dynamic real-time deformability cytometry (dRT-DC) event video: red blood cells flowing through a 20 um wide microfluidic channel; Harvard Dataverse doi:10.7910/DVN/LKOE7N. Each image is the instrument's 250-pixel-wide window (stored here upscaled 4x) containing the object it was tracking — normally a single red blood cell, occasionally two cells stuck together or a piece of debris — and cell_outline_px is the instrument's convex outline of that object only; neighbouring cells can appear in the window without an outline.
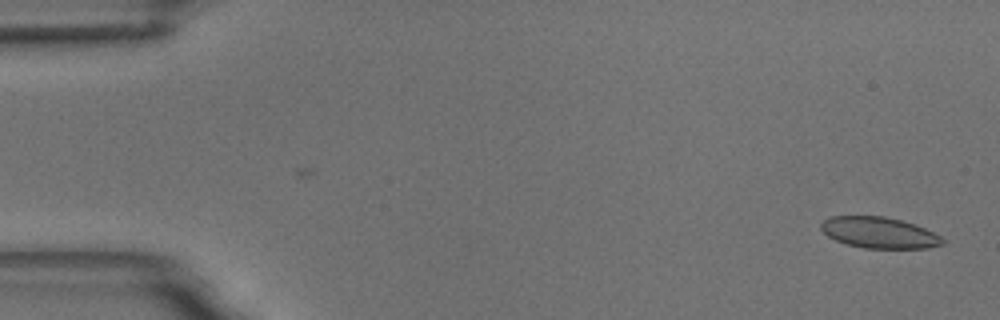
{"species": "common noctule bat (a hibernating species)", "species_latin": "Nyctalus noctula", "temperature_condition": "room temperature", "stored_images_in_passage": 57, "camera_frame_rate_fps": 3000, "um_per_image_px": 0.085, "animal": {"sex": "male", "body_mass_g": 18.8}, "frame": {"image": 1, "passage_image": 1, "time_ms": 0.0, "image_size_px": [1000, 320], "cell_outline_px": [[944, 244], [928, 248], [864, 248], [848, 244], [836, 240], [828, 236], [820, 228], [820, 224], [828, 216], [884, 216], [900, 220], [924, 228], [940, 236], [944, 240]], "centroid_in_image_um": [74.71, 19.77], "position_along_channel_um": 10.3, "area_um2": 21.85}}
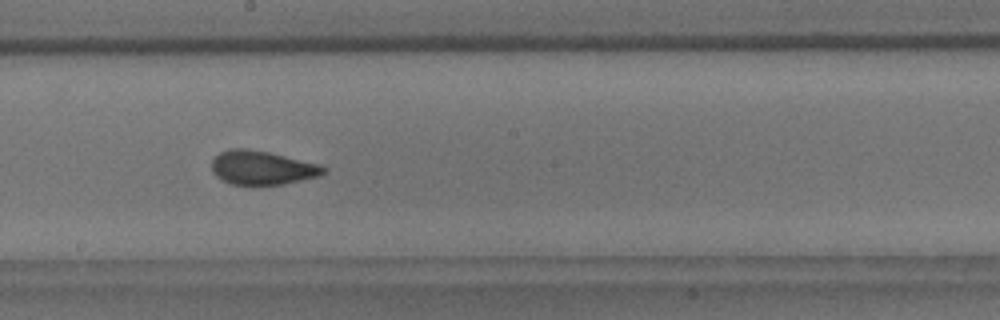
{"frame": {"image": 2, "passage_image": 31, "time_ms": 10.0, "image_size_px": [1000, 320], "cell_outline_px": [[328, 168], [324, 172], [316, 176], [284, 184], [232, 184], [216, 176], [212, 172], [212, 160], [220, 152], [232, 148], [248, 148], [268, 152], [320, 164]], "centroid_in_image_um": [22.26, 14.24], "position_along_channel_um": 225.9, "area_um2": 21.79}}
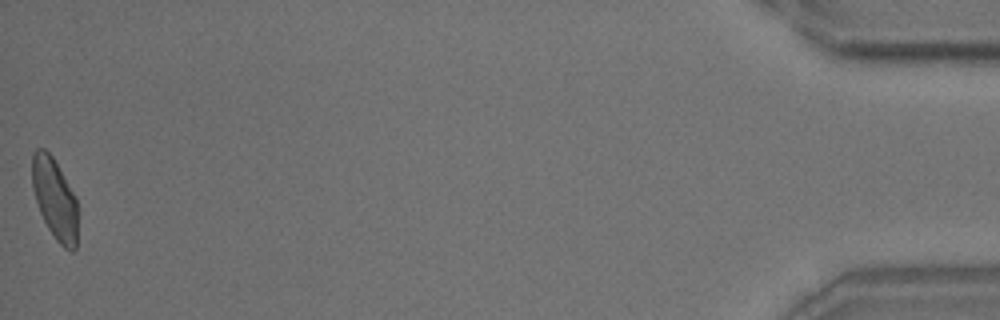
{"frame": {"image": 3, "passage_image": 57, "time_ms": 18.667, "image_size_px": [1000, 320], "cell_outline_px": [[76, 248], [72, 252], [64, 248], [56, 240], [48, 228], [40, 212], [32, 188], [32, 152], [36, 148], [44, 148], [52, 156], [76, 196]], "centroid_in_image_um": [4.64, 16.88], "position_along_channel_um": 430.6, "area_um2": 21.39}, "authors_computed_cell_mechanics": {"area_um2": 22.1952, "velocity_mm_per_s": 3.4807, "shape_relaxation_time_tau1_ms": 6.6773, "shape_relaxation_time_tau2_ms": 1.0838, "deformation_change_tau1": 0.1539, "deformation_change_tau2": 0.0721}}